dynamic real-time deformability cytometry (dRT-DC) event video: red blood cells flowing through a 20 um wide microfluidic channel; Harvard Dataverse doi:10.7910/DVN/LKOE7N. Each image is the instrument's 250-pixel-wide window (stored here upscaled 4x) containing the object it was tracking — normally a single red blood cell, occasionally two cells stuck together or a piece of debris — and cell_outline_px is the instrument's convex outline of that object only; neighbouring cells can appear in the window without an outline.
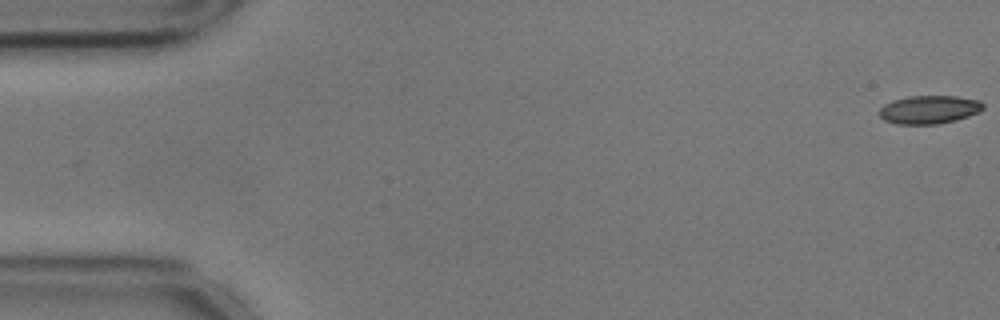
{"species": "common noctule bat (a hibernating species)", "species_latin": "Nyctalus noctula", "temperature_condition": "cold", "stored_images_in_passage": 57, "camera_frame_rate_fps": 3000, "um_per_image_px": 0.085, "animal": {"sex": "male", "body_mass_g": 17.9, "forearm_length_mm": 54.2}, "frame": {"image": 1, "passage_image": 1, "time_ms": 0.0, "image_size_px": [1000, 320], "cell_outline_px": [[984, 108], [980, 112], [956, 120], [936, 124], [896, 124], [884, 120], [880, 116], [880, 108], [884, 104], [892, 100], [908, 96], [956, 96], [980, 100], [984, 104]], "centroid_in_image_um": [78.99, 9.31], "position_along_channel_um": 6.0, "area_um2": 17.22}}
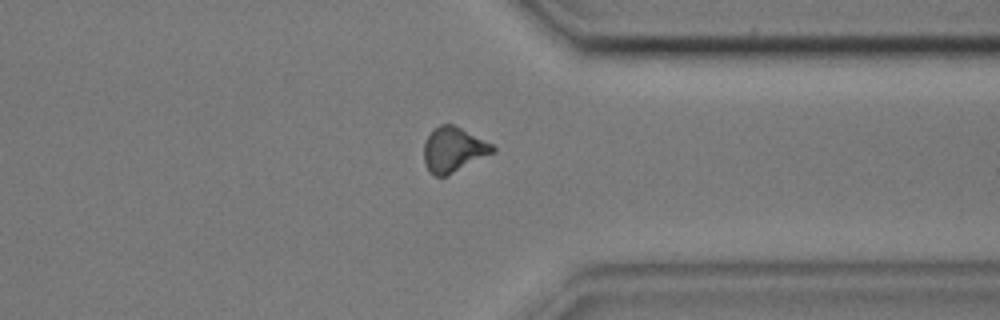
{"frame": {"image": 2, "passage_image": 43, "time_ms": 14.0, "image_size_px": [1000, 320], "cell_outline_px": [[496, 152], [448, 176], [436, 176], [424, 164], [424, 144], [432, 128], [440, 124], [452, 124], [492, 144], [496, 148]], "centroid_in_image_um": [38.55, 12.73], "position_along_channel_um": 372.8, "area_um2": 18.03}}
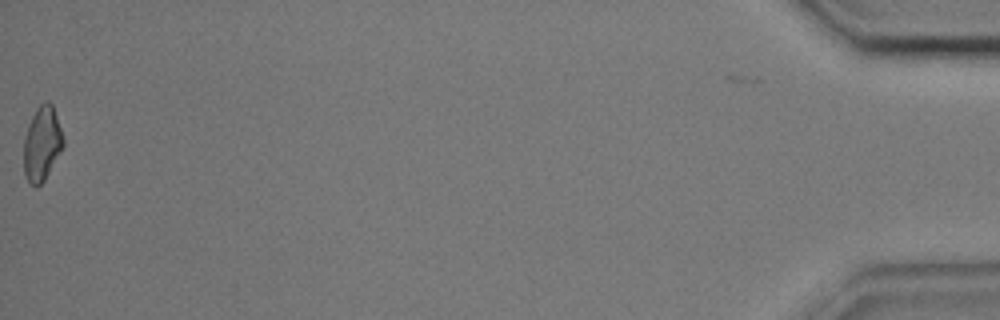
{"frame": {"image": 3, "passage_image": 56, "time_ms": 18.333, "image_size_px": [1000, 320], "cell_outline_px": [[64, 144], [60, 152], [44, 180], [36, 188], [24, 176], [24, 136], [28, 124], [36, 108], [40, 104], [48, 100], [52, 104], [64, 140]], "centroid_in_image_um": [3.55, 12.2], "position_along_channel_um": 431.7, "area_um2": 16.94}, "authors_computed_cell_mechanics": {"area_um2": 17.918, "velocity_mm_per_s": 3.5978, "shape_relaxation_time_tau1_ms": 4.1531, "shape_relaxation_time_tau2_ms": 4.7783, "deformation_change_tau1": 0.0925, "deformation_change_tau2": 0.1223}}